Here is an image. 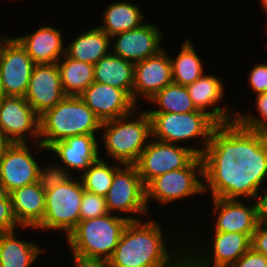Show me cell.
<instances>
[{
  "label": "cell",
  "instance_id": "obj_35",
  "mask_svg": "<svg viewBox=\"0 0 267 267\" xmlns=\"http://www.w3.org/2000/svg\"><path fill=\"white\" fill-rule=\"evenodd\" d=\"M16 226H20L14 216L12 201L8 194L0 201V232L16 231Z\"/></svg>",
  "mask_w": 267,
  "mask_h": 267
},
{
  "label": "cell",
  "instance_id": "obj_17",
  "mask_svg": "<svg viewBox=\"0 0 267 267\" xmlns=\"http://www.w3.org/2000/svg\"><path fill=\"white\" fill-rule=\"evenodd\" d=\"M65 96L57 63L35 64L24 96L34 111L40 116Z\"/></svg>",
  "mask_w": 267,
  "mask_h": 267
},
{
  "label": "cell",
  "instance_id": "obj_3",
  "mask_svg": "<svg viewBox=\"0 0 267 267\" xmlns=\"http://www.w3.org/2000/svg\"><path fill=\"white\" fill-rule=\"evenodd\" d=\"M215 211L214 231L246 234L250 239L262 218L257 194L232 170L224 172L209 188ZM242 199H256L245 206ZM239 198V199H238Z\"/></svg>",
  "mask_w": 267,
  "mask_h": 267
},
{
  "label": "cell",
  "instance_id": "obj_1",
  "mask_svg": "<svg viewBox=\"0 0 267 267\" xmlns=\"http://www.w3.org/2000/svg\"><path fill=\"white\" fill-rule=\"evenodd\" d=\"M153 139L173 143L203 139L202 156L210 159L223 173L232 171L234 157L229 133L207 112H148Z\"/></svg>",
  "mask_w": 267,
  "mask_h": 267
},
{
  "label": "cell",
  "instance_id": "obj_44",
  "mask_svg": "<svg viewBox=\"0 0 267 267\" xmlns=\"http://www.w3.org/2000/svg\"><path fill=\"white\" fill-rule=\"evenodd\" d=\"M5 97H6V95L3 91L1 83H0V104L2 103V101L4 100Z\"/></svg>",
  "mask_w": 267,
  "mask_h": 267
},
{
  "label": "cell",
  "instance_id": "obj_28",
  "mask_svg": "<svg viewBox=\"0 0 267 267\" xmlns=\"http://www.w3.org/2000/svg\"><path fill=\"white\" fill-rule=\"evenodd\" d=\"M15 233L0 232V267H30L43 252L33 242L17 239Z\"/></svg>",
  "mask_w": 267,
  "mask_h": 267
},
{
  "label": "cell",
  "instance_id": "obj_14",
  "mask_svg": "<svg viewBox=\"0 0 267 267\" xmlns=\"http://www.w3.org/2000/svg\"><path fill=\"white\" fill-rule=\"evenodd\" d=\"M158 26L144 23L139 28L115 34L112 53L132 63L143 61L163 50Z\"/></svg>",
  "mask_w": 267,
  "mask_h": 267
},
{
  "label": "cell",
  "instance_id": "obj_4",
  "mask_svg": "<svg viewBox=\"0 0 267 267\" xmlns=\"http://www.w3.org/2000/svg\"><path fill=\"white\" fill-rule=\"evenodd\" d=\"M222 174L223 172L210 159L197 156L187 167L166 172L152 179L145 186L146 203H149L150 199H155L164 205L205 193ZM198 177H202L206 184Z\"/></svg>",
  "mask_w": 267,
  "mask_h": 267
},
{
  "label": "cell",
  "instance_id": "obj_23",
  "mask_svg": "<svg viewBox=\"0 0 267 267\" xmlns=\"http://www.w3.org/2000/svg\"><path fill=\"white\" fill-rule=\"evenodd\" d=\"M61 33L52 26H42L31 34L14 38L35 64H52L57 63L66 54Z\"/></svg>",
  "mask_w": 267,
  "mask_h": 267
},
{
  "label": "cell",
  "instance_id": "obj_12",
  "mask_svg": "<svg viewBox=\"0 0 267 267\" xmlns=\"http://www.w3.org/2000/svg\"><path fill=\"white\" fill-rule=\"evenodd\" d=\"M34 66L26 50L10 37L0 54V83L6 96H25Z\"/></svg>",
  "mask_w": 267,
  "mask_h": 267
},
{
  "label": "cell",
  "instance_id": "obj_5",
  "mask_svg": "<svg viewBox=\"0 0 267 267\" xmlns=\"http://www.w3.org/2000/svg\"><path fill=\"white\" fill-rule=\"evenodd\" d=\"M39 143L46 150L68 137L95 134L102 122L79 96H65L39 117Z\"/></svg>",
  "mask_w": 267,
  "mask_h": 267
},
{
  "label": "cell",
  "instance_id": "obj_13",
  "mask_svg": "<svg viewBox=\"0 0 267 267\" xmlns=\"http://www.w3.org/2000/svg\"><path fill=\"white\" fill-rule=\"evenodd\" d=\"M79 97L101 122L127 116L139 108L123 89L95 81Z\"/></svg>",
  "mask_w": 267,
  "mask_h": 267
},
{
  "label": "cell",
  "instance_id": "obj_24",
  "mask_svg": "<svg viewBox=\"0 0 267 267\" xmlns=\"http://www.w3.org/2000/svg\"><path fill=\"white\" fill-rule=\"evenodd\" d=\"M9 195L20 227L36 229L45 214V191L36 182L17 188Z\"/></svg>",
  "mask_w": 267,
  "mask_h": 267
},
{
  "label": "cell",
  "instance_id": "obj_7",
  "mask_svg": "<svg viewBox=\"0 0 267 267\" xmlns=\"http://www.w3.org/2000/svg\"><path fill=\"white\" fill-rule=\"evenodd\" d=\"M131 114L102 122L105 149L109 157L116 162L134 165L146 147L149 137H152L151 119L148 112L138 113L139 118ZM132 116V119H131Z\"/></svg>",
  "mask_w": 267,
  "mask_h": 267
},
{
  "label": "cell",
  "instance_id": "obj_11",
  "mask_svg": "<svg viewBox=\"0 0 267 267\" xmlns=\"http://www.w3.org/2000/svg\"><path fill=\"white\" fill-rule=\"evenodd\" d=\"M39 115L24 97L6 96L0 104V127L13 143H26L29 133L36 149L46 151L40 143ZM38 139V140H37Z\"/></svg>",
  "mask_w": 267,
  "mask_h": 267
},
{
  "label": "cell",
  "instance_id": "obj_16",
  "mask_svg": "<svg viewBox=\"0 0 267 267\" xmlns=\"http://www.w3.org/2000/svg\"><path fill=\"white\" fill-rule=\"evenodd\" d=\"M13 143L0 158V182L8 193L37 182L39 165L34 159L30 146Z\"/></svg>",
  "mask_w": 267,
  "mask_h": 267
},
{
  "label": "cell",
  "instance_id": "obj_20",
  "mask_svg": "<svg viewBox=\"0 0 267 267\" xmlns=\"http://www.w3.org/2000/svg\"><path fill=\"white\" fill-rule=\"evenodd\" d=\"M189 96L198 110L209 113L228 133L232 130L236 113H228V107L216 106L224 97L223 83L218 77L205 75L200 76L195 82L187 86ZM213 107L208 111L207 108Z\"/></svg>",
  "mask_w": 267,
  "mask_h": 267
},
{
  "label": "cell",
  "instance_id": "obj_38",
  "mask_svg": "<svg viewBox=\"0 0 267 267\" xmlns=\"http://www.w3.org/2000/svg\"><path fill=\"white\" fill-rule=\"evenodd\" d=\"M230 267H267V257L256 252L250 247L233 265Z\"/></svg>",
  "mask_w": 267,
  "mask_h": 267
},
{
  "label": "cell",
  "instance_id": "obj_40",
  "mask_svg": "<svg viewBox=\"0 0 267 267\" xmlns=\"http://www.w3.org/2000/svg\"><path fill=\"white\" fill-rule=\"evenodd\" d=\"M169 267H203L185 250Z\"/></svg>",
  "mask_w": 267,
  "mask_h": 267
},
{
  "label": "cell",
  "instance_id": "obj_30",
  "mask_svg": "<svg viewBox=\"0 0 267 267\" xmlns=\"http://www.w3.org/2000/svg\"><path fill=\"white\" fill-rule=\"evenodd\" d=\"M173 83L188 86L204 74L202 60L192 42L186 39L176 59H171Z\"/></svg>",
  "mask_w": 267,
  "mask_h": 267
},
{
  "label": "cell",
  "instance_id": "obj_9",
  "mask_svg": "<svg viewBox=\"0 0 267 267\" xmlns=\"http://www.w3.org/2000/svg\"><path fill=\"white\" fill-rule=\"evenodd\" d=\"M197 156H202L200 147L190 148L152 139L134 165L146 186L157 176L187 167Z\"/></svg>",
  "mask_w": 267,
  "mask_h": 267
},
{
  "label": "cell",
  "instance_id": "obj_21",
  "mask_svg": "<svg viewBox=\"0 0 267 267\" xmlns=\"http://www.w3.org/2000/svg\"><path fill=\"white\" fill-rule=\"evenodd\" d=\"M255 103L260 117L236 113L235 124L229 132L234 153L248 146L267 144V92L258 94Z\"/></svg>",
  "mask_w": 267,
  "mask_h": 267
},
{
  "label": "cell",
  "instance_id": "obj_37",
  "mask_svg": "<svg viewBox=\"0 0 267 267\" xmlns=\"http://www.w3.org/2000/svg\"><path fill=\"white\" fill-rule=\"evenodd\" d=\"M251 247L267 257V218L262 217L258 222L251 238Z\"/></svg>",
  "mask_w": 267,
  "mask_h": 267
},
{
  "label": "cell",
  "instance_id": "obj_18",
  "mask_svg": "<svg viewBox=\"0 0 267 267\" xmlns=\"http://www.w3.org/2000/svg\"><path fill=\"white\" fill-rule=\"evenodd\" d=\"M212 234H214L213 244L212 247H208L211 250L210 255L206 254L205 247H202L203 249L199 247L195 252L188 242L186 243L188 246L185 245L186 251L203 267H230L251 247V239L246 234L219 231H214Z\"/></svg>",
  "mask_w": 267,
  "mask_h": 267
},
{
  "label": "cell",
  "instance_id": "obj_25",
  "mask_svg": "<svg viewBox=\"0 0 267 267\" xmlns=\"http://www.w3.org/2000/svg\"><path fill=\"white\" fill-rule=\"evenodd\" d=\"M94 81L123 89L132 98L134 63L110 52L94 65Z\"/></svg>",
  "mask_w": 267,
  "mask_h": 267
},
{
  "label": "cell",
  "instance_id": "obj_31",
  "mask_svg": "<svg viewBox=\"0 0 267 267\" xmlns=\"http://www.w3.org/2000/svg\"><path fill=\"white\" fill-rule=\"evenodd\" d=\"M159 109L147 110V112L165 113H189L198 109L193 104L186 86L171 83L158 91L151 99Z\"/></svg>",
  "mask_w": 267,
  "mask_h": 267
},
{
  "label": "cell",
  "instance_id": "obj_39",
  "mask_svg": "<svg viewBox=\"0 0 267 267\" xmlns=\"http://www.w3.org/2000/svg\"><path fill=\"white\" fill-rule=\"evenodd\" d=\"M76 267H109L108 261L99 258H87L72 254Z\"/></svg>",
  "mask_w": 267,
  "mask_h": 267
},
{
  "label": "cell",
  "instance_id": "obj_33",
  "mask_svg": "<svg viewBox=\"0 0 267 267\" xmlns=\"http://www.w3.org/2000/svg\"><path fill=\"white\" fill-rule=\"evenodd\" d=\"M64 169L65 167H61V164L59 166L49 165L41 169L39 164L38 185L46 192L69 180L71 178V171Z\"/></svg>",
  "mask_w": 267,
  "mask_h": 267
},
{
  "label": "cell",
  "instance_id": "obj_6",
  "mask_svg": "<svg viewBox=\"0 0 267 267\" xmlns=\"http://www.w3.org/2000/svg\"><path fill=\"white\" fill-rule=\"evenodd\" d=\"M112 213L82 220L67 235L72 254L107 260L117 247L123 230L129 221L140 219Z\"/></svg>",
  "mask_w": 267,
  "mask_h": 267
},
{
  "label": "cell",
  "instance_id": "obj_15",
  "mask_svg": "<svg viewBox=\"0 0 267 267\" xmlns=\"http://www.w3.org/2000/svg\"><path fill=\"white\" fill-rule=\"evenodd\" d=\"M173 83L170 56L165 49L134 64L132 100L138 106L139 97L148 101L167 85Z\"/></svg>",
  "mask_w": 267,
  "mask_h": 267
},
{
  "label": "cell",
  "instance_id": "obj_32",
  "mask_svg": "<svg viewBox=\"0 0 267 267\" xmlns=\"http://www.w3.org/2000/svg\"><path fill=\"white\" fill-rule=\"evenodd\" d=\"M120 164L119 166H117ZM121 163L110 166L104 158H98L90 167L80 175L81 182L86 191L106 196L113 182L114 173L121 167Z\"/></svg>",
  "mask_w": 267,
  "mask_h": 267
},
{
  "label": "cell",
  "instance_id": "obj_41",
  "mask_svg": "<svg viewBox=\"0 0 267 267\" xmlns=\"http://www.w3.org/2000/svg\"><path fill=\"white\" fill-rule=\"evenodd\" d=\"M12 144L13 142L5 135L2 128L0 127V158Z\"/></svg>",
  "mask_w": 267,
  "mask_h": 267
},
{
  "label": "cell",
  "instance_id": "obj_19",
  "mask_svg": "<svg viewBox=\"0 0 267 267\" xmlns=\"http://www.w3.org/2000/svg\"><path fill=\"white\" fill-rule=\"evenodd\" d=\"M233 170L256 192L261 216L267 218V186L264 194L258 195L267 180V144L252 145L235 152Z\"/></svg>",
  "mask_w": 267,
  "mask_h": 267
},
{
  "label": "cell",
  "instance_id": "obj_8",
  "mask_svg": "<svg viewBox=\"0 0 267 267\" xmlns=\"http://www.w3.org/2000/svg\"><path fill=\"white\" fill-rule=\"evenodd\" d=\"M80 181V182H79ZM80 180H69L45 192V214L37 229L61 230L68 235L80 221V205L84 194Z\"/></svg>",
  "mask_w": 267,
  "mask_h": 267
},
{
  "label": "cell",
  "instance_id": "obj_29",
  "mask_svg": "<svg viewBox=\"0 0 267 267\" xmlns=\"http://www.w3.org/2000/svg\"><path fill=\"white\" fill-rule=\"evenodd\" d=\"M62 57L63 62L59 60L57 65L64 94L79 96L94 82V65L71 59L66 54Z\"/></svg>",
  "mask_w": 267,
  "mask_h": 267
},
{
  "label": "cell",
  "instance_id": "obj_27",
  "mask_svg": "<svg viewBox=\"0 0 267 267\" xmlns=\"http://www.w3.org/2000/svg\"><path fill=\"white\" fill-rule=\"evenodd\" d=\"M103 14V25L98 27L110 37L139 28L145 23L142 22L145 18L139 6L126 1L111 3Z\"/></svg>",
  "mask_w": 267,
  "mask_h": 267
},
{
  "label": "cell",
  "instance_id": "obj_45",
  "mask_svg": "<svg viewBox=\"0 0 267 267\" xmlns=\"http://www.w3.org/2000/svg\"><path fill=\"white\" fill-rule=\"evenodd\" d=\"M261 5L263 6V11H265L266 12V14H267V0H261Z\"/></svg>",
  "mask_w": 267,
  "mask_h": 267
},
{
  "label": "cell",
  "instance_id": "obj_34",
  "mask_svg": "<svg viewBox=\"0 0 267 267\" xmlns=\"http://www.w3.org/2000/svg\"><path fill=\"white\" fill-rule=\"evenodd\" d=\"M108 213L104 196L84 190L80 205V221L93 219Z\"/></svg>",
  "mask_w": 267,
  "mask_h": 267
},
{
  "label": "cell",
  "instance_id": "obj_42",
  "mask_svg": "<svg viewBox=\"0 0 267 267\" xmlns=\"http://www.w3.org/2000/svg\"><path fill=\"white\" fill-rule=\"evenodd\" d=\"M9 193L6 191L4 185L0 182V201H2Z\"/></svg>",
  "mask_w": 267,
  "mask_h": 267
},
{
  "label": "cell",
  "instance_id": "obj_10",
  "mask_svg": "<svg viewBox=\"0 0 267 267\" xmlns=\"http://www.w3.org/2000/svg\"><path fill=\"white\" fill-rule=\"evenodd\" d=\"M114 173L113 182L105 196L109 213L146 214V187L135 165L123 164Z\"/></svg>",
  "mask_w": 267,
  "mask_h": 267
},
{
  "label": "cell",
  "instance_id": "obj_43",
  "mask_svg": "<svg viewBox=\"0 0 267 267\" xmlns=\"http://www.w3.org/2000/svg\"><path fill=\"white\" fill-rule=\"evenodd\" d=\"M8 39L9 38H7V37L0 38V54H1V50L3 48V45L7 42Z\"/></svg>",
  "mask_w": 267,
  "mask_h": 267
},
{
  "label": "cell",
  "instance_id": "obj_36",
  "mask_svg": "<svg viewBox=\"0 0 267 267\" xmlns=\"http://www.w3.org/2000/svg\"><path fill=\"white\" fill-rule=\"evenodd\" d=\"M249 85L256 95L267 92V64H256L249 72Z\"/></svg>",
  "mask_w": 267,
  "mask_h": 267
},
{
  "label": "cell",
  "instance_id": "obj_2",
  "mask_svg": "<svg viewBox=\"0 0 267 267\" xmlns=\"http://www.w3.org/2000/svg\"><path fill=\"white\" fill-rule=\"evenodd\" d=\"M162 227L152 220L129 221L108 259L109 267H169L186 249L183 244L171 250Z\"/></svg>",
  "mask_w": 267,
  "mask_h": 267
},
{
  "label": "cell",
  "instance_id": "obj_26",
  "mask_svg": "<svg viewBox=\"0 0 267 267\" xmlns=\"http://www.w3.org/2000/svg\"><path fill=\"white\" fill-rule=\"evenodd\" d=\"M111 37L98 26L81 33L66 48V55L71 59L95 65L110 51Z\"/></svg>",
  "mask_w": 267,
  "mask_h": 267
},
{
  "label": "cell",
  "instance_id": "obj_22",
  "mask_svg": "<svg viewBox=\"0 0 267 267\" xmlns=\"http://www.w3.org/2000/svg\"><path fill=\"white\" fill-rule=\"evenodd\" d=\"M95 134L75 135L53 143L47 150L56 153L63 165L83 173L99 158Z\"/></svg>",
  "mask_w": 267,
  "mask_h": 267
}]
</instances>
